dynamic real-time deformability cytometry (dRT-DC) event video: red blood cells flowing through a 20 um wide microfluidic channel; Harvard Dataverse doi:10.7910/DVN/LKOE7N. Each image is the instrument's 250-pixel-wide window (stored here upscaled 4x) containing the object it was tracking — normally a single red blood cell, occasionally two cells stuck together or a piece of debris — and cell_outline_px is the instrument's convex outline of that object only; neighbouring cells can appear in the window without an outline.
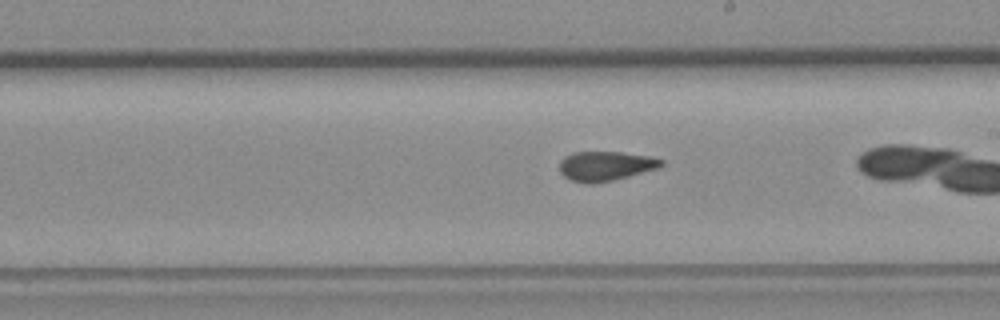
{"species": "common noctule bat (a hibernating species)", "species_latin": "Nyctalus noctula", "temperature_condition": "room temperature", "stored_images_in_passage": 38, "camera_frame_rate_fps": 3000, "um_per_image_px": 0.085, "animal": {"sex": "female", "body_mass_g": 19.3, "forearm_length_mm": 54.1}, "frame": {"image": 1, "passage_image": 27, "time_ms": 8.667, "image_size_px": [1000, 320], "cell_outline_px": [[664, 164], [660, 168], [612, 180], [592, 184], [588, 184], [572, 180], [564, 176], [560, 172], [560, 160], [564, 156], [572, 152], [620, 152], [652, 156], [664, 160]], "centroid_in_image_um": [51.49, 14.1], "position_along_channel_um": 237.5, "area_um2": 17.63}}